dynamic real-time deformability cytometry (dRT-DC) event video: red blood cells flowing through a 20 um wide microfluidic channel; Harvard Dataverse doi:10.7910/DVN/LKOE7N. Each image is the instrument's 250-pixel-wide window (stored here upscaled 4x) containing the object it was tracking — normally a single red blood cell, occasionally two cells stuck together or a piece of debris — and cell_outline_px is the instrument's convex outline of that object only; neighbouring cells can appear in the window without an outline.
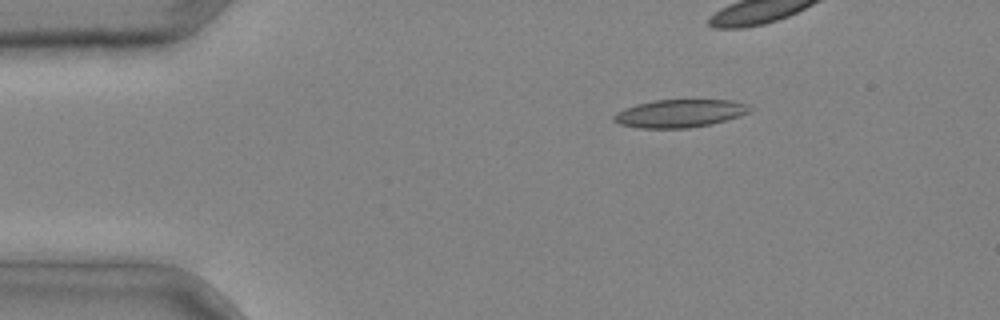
{"species": "common noctule bat (a hibernating species)", "species_latin": "Nyctalus noctula", "temperature_condition": "cold", "stored_images_in_passage": 2, "camera_frame_rate_fps": 3000, "um_per_image_px": 0.085, "animal": {"sex": "male", "body_mass_g": 20.4}, "frame": {"image": 1, "passage_image": 1, "time_ms": 0.0, "image_size_px": [1000, 320], "cell_outline_px": [[752, 108], [748, 112], [740, 116], [708, 124], [688, 128], [640, 128], [620, 124], [612, 120], [612, 116], [616, 112], [624, 108], [636, 104], [656, 100], [732, 100], [748, 104]], "centroid_in_image_um": [57.74, 9.63], "position_along_channel_um": 27.3, "area_um2": 22.02}}